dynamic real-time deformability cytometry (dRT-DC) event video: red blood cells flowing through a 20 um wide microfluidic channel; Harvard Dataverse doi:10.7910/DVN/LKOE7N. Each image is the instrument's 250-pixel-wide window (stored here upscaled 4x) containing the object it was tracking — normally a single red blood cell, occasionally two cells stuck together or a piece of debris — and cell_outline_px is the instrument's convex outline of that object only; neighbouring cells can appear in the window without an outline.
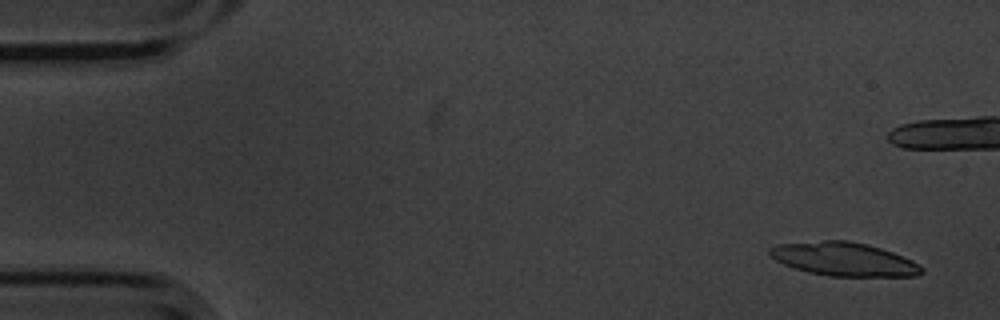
{"species": "common noctule bat (a hibernating species)", "species_latin": "Nyctalus noctula", "temperature_condition": "cold", "stored_images_in_passage": 4, "camera_frame_rate_fps": 3000, "um_per_image_px": 0.085, "animal": {"sex": "male", "body_mass_g": 20.1, "forearm_length_mm": 53.5}, "frame": {"image": 1, "passage_image": 1, "time_ms": 0.0, "image_size_px": [1000, 320], "cell_outline_px": [[924, 272], [920, 276], [828, 276], [808, 272], [784, 264], [776, 260], [768, 252], [768, 248], [776, 244], [824, 240], [848, 240], [868, 244], [892, 252], [912, 260], [920, 264], [924, 268]], "centroid_in_image_um": [71.76, 22.02], "position_along_channel_um": 13.2, "area_um2": 29.82}}